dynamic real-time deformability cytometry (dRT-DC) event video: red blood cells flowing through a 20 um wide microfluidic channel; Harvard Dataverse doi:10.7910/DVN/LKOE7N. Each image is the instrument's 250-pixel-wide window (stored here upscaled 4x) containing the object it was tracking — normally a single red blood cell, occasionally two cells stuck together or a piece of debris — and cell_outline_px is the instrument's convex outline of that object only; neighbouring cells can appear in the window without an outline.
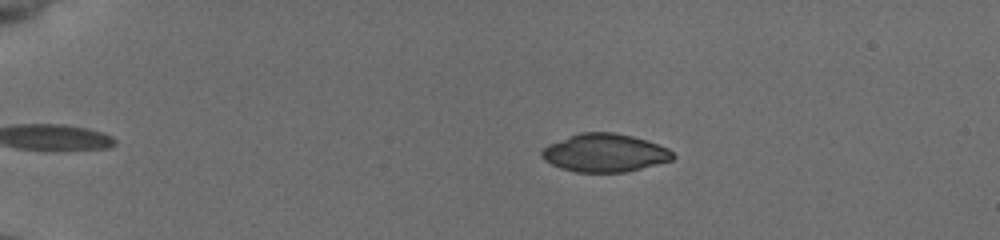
{"species": "common noctule bat (a hibernating species)", "species_latin": "Nyctalus noctula", "temperature_condition": "cold", "stored_images_in_passage": 48, "camera_frame_rate_fps": 3000, "um_per_image_px": 0.085, "animal": {"sex": "female", "body_mass_g": 19.5, "forearm_length_mm": 54.1}, "frame": {"image": 1, "passage_image": 6, "time_ms": 1.667, "image_size_px": [1000, 240], "cell_outline_px": [[676, 156], [672, 160], [624, 172], [576, 172], [560, 168], [544, 160], [540, 156], [540, 152], [548, 144], [580, 132], [612, 132], [632, 136], [648, 140], [668, 148]], "centroid_in_image_um": [51.39, 12.99], "position_along_channel_um": 33.6, "area_um2": 29.07}}
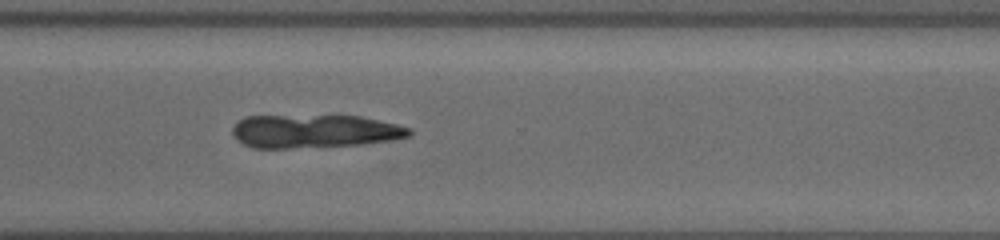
{"frame": {"image": 2, "passage_image": 36, "time_ms": 11.667, "image_size_px": [1000, 240], "cell_outline_px": [[412, 136], [388, 140], [360, 144], [288, 148], [252, 148], [236, 140], [232, 136], [232, 128], [240, 120], [248, 116], [360, 116], [396, 124], [412, 128]], "centroid_in_image_um": [26.71, 11.16], "position_along_channel_um": 343.9, "area_um2": 34.1}}
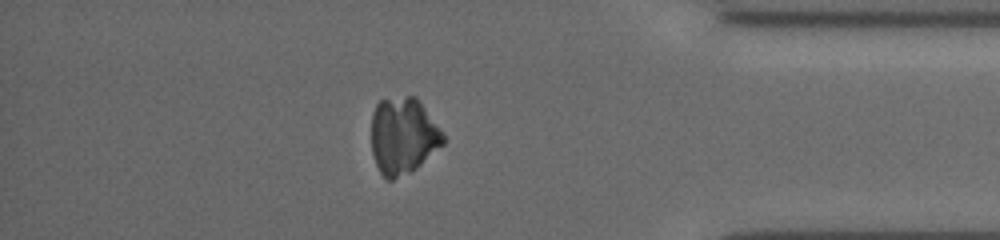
{"frame": {"image": 3, "passage_image": 42, "time_ms": 13.667, "image_size_px": [1000, 240], "cell_outline_px": [[444, 144], [416, 168], [392, 180], [388, 180], [380, 172], [376, 164], [372, 152], [372, 112], [376, 104], [380, 100], [408, 96], [416, 96], [444, 136]], "centroid_in_image_um": [34.24, 11.54], "position_along_channel_um": 401.0, "area_um2": 31.62}}